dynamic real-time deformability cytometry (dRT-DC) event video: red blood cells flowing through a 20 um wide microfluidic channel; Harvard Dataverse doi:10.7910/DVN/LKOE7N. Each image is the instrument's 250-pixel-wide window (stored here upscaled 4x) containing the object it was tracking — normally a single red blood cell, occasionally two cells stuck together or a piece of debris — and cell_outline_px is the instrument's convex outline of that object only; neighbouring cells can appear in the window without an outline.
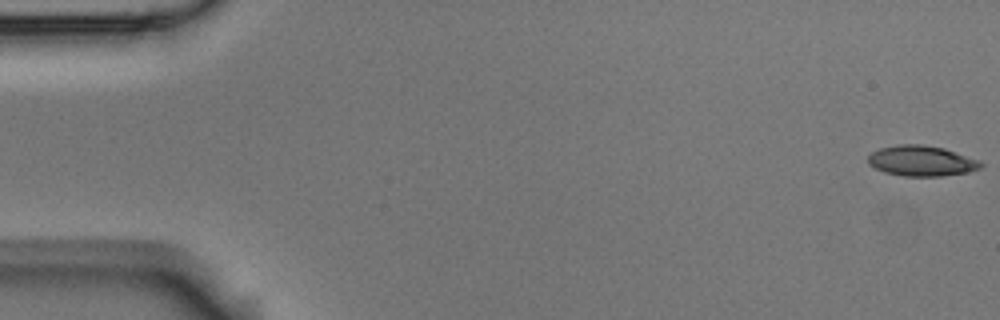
{"species": "Egyptian fruit bat (a non-hibernating species)", "species_latin": "Rousettus aegyptiacus", "temperature_condition": "room temperature", "stored_images_in_passage": 5, "camera_frame_rate_fps": 3000, "um_per_image_px": 0.085, "animal": {"sex": "male"}, "frame": {"image": 1, "passage_image": 1, "time_ms": 0.0, "image_size_px": [1000, 320], "cell_outline_px": [[984, 164], [980, 168], [968, 172], [940, 176], [904, 176], [884, 172], [868, 164], [868, 156], [872, 152], [880, 148], [900, 144], [920, 144], [944, 148], [980, 160]], "centroid_in_image_um": [78.34, 13.67], "position_along_channel_um": 6.7, "area_um2": 20.0}}
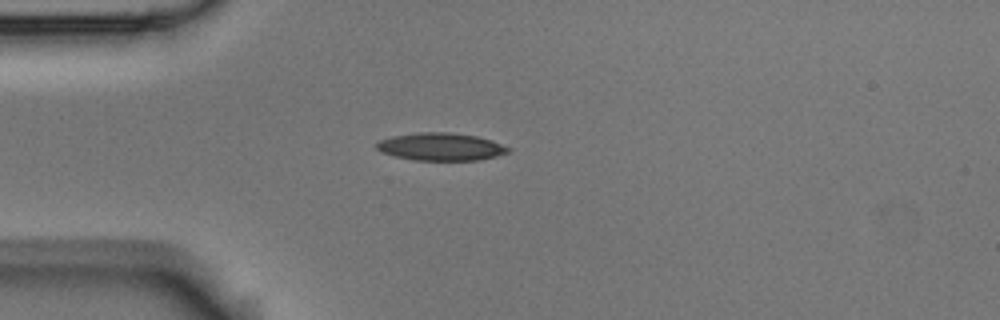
{"frame": {"image": 2, "passage_image": 5, "time_ms": 1.333, "image_size_px": [1000, 320], "cell_outline_px": [[512, 148], [508, 152], [496, 156], [480, 160], [412, 160], [392, 156], [380, 152], [376, 148], [376, 144], [380, 140], [392, 136], [416, 132], [452, 132], [476, 136], [492, 140]], "centroid_in_image_um": [37.45, 12.47], "position_along_channel_um": 47.5, "area_um2": 21.44}}